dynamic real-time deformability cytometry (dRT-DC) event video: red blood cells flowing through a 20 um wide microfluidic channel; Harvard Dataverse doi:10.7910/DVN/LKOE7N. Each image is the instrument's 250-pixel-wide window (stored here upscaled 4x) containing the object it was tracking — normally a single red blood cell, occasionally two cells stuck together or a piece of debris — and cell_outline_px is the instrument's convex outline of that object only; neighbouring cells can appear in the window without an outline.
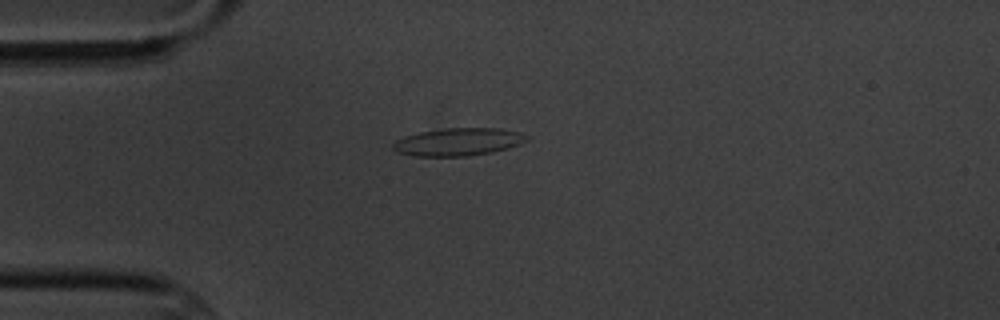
{"species": "common noctule bat (a hibernating species)", "species_latin": "Nyctalus noctula", "temperature_condition": "cold", "stored_images_in_passage": 12, "camera_frame_rate_fps": 3000, "um_per_image_px": 0.085, "animal": {"sex": "male", "body_mass_g": 20.1, "forearm_length_mm": 53.5}, "frame": {"image": 1, "passage_image": 1, "time_ms": 0.0, "image_size_px": [1000, 320], "cell_outline_px": [[528, 140], [520, 144], [508, 148], [492, 152], [468, 156], [412, 156], [396, 152], [392, 148], [392, 144], [396, 140], [404, 136], [420, 132], [444, 128], [500, 128], [520, 132], [528, 136]], "centroid_in_image_um": [38.94, 12.06], "position_along_channel_um": 46.1, "area_um2": 21.73}}
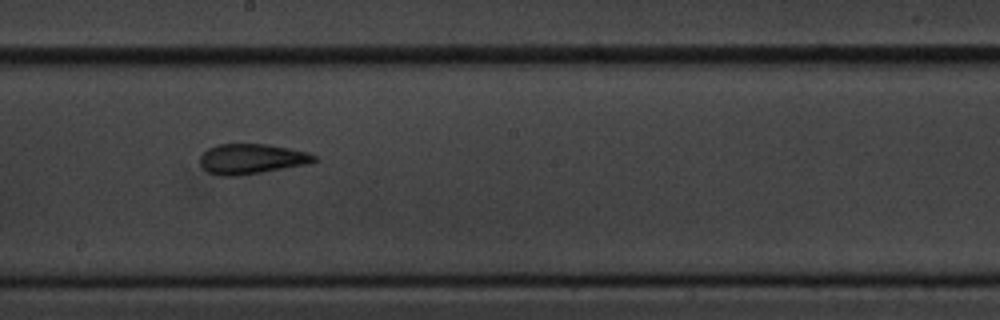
{"frame": {"image": 2, "passage_image": 6, "time_ms": 5.667, "image_size_px": [1000, 320], "cell_outline_px": [[320, 160], [312, 164], [240, 176], [220, 176], [208, 172], [200, 164], [200, 156], [208, 148], [216, 144], [268, 144], [308, 152], [316, 156]], "centroid_in_image_um": [21.43, 13.52], "position_along_channel_um": 226.8, "area_um2": 20.46}}
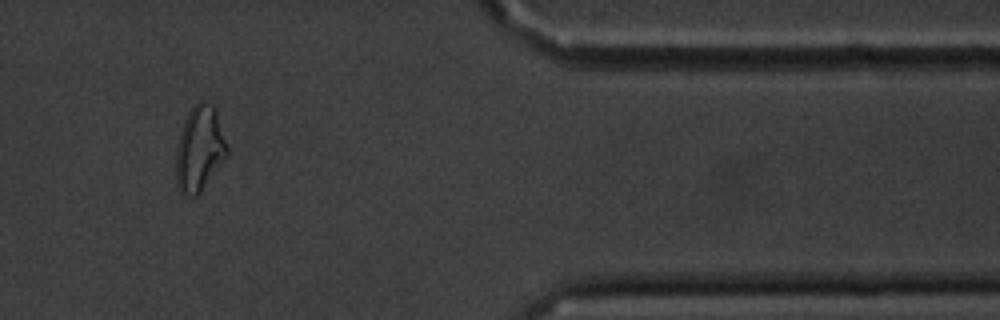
{"frame": {"image": 3, "passage_image": 10, "time_ms": 11.333, "image_size_px": [1000, 320], "cell_outline_px": [[228, 156], [200, 192], [196, 196], [184, 196], [180, 192], [176, 184], [176, 152], [180, 132], [184, 120], [188, 112], [200, 100], [212, 104], [216, 108], [228, 148]], "centroid_in_image_um": [16.97, 12.66], "position_along_channel_um": 394.4, "area_um2": 25.55}, "authors_computed_cell_mechanics": {"area_um2": 20.1433, "velocity_mm_per_s": 3.4425, "shape_relaxation_time_tau1_ms": 4.9746, "shape_relaxation_time_tau2_ms": 1.8451, "deformation_change_tau1": 0.1533, "deformation_change_tau2": 0.0903}}